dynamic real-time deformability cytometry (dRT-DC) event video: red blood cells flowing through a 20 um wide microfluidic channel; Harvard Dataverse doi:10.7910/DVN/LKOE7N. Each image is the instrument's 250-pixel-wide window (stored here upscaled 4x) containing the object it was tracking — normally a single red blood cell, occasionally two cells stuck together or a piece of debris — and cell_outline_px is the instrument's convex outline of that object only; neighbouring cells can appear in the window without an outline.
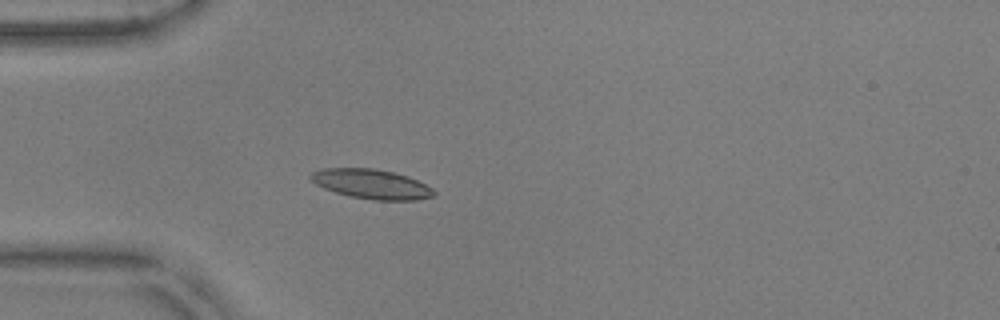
{"species": "common noctule bat (a hibernating species)", "species_latin": "Nyctalus noctula", "temperature_condition": "warm", "stored_images_in_passage": 53, "camera_frame_rate_fps": 3000, "um_per_image_px": 0.085, "animal": {"sex": "male", "body_mass_g": 17.9, "forearm_length_mm": 54.2}, "frame": {"image": 1, "passage_image": 15, "time_ms": 4.667, "image_size_px": [1000, 320], "cell_outline_px": [[436, 196], [416, 200], [372, 200], [348, 196], [324, 188], [316, 184], [308, 176], [312, 172], [324, 168], [372, 168], [392, 172], [408, 176], [432, 188], [436, 192]], "centroid_in_image_um": [31.58, 15.65], "position_along_channel_um": 53.4, "area_um2": 21.21}}
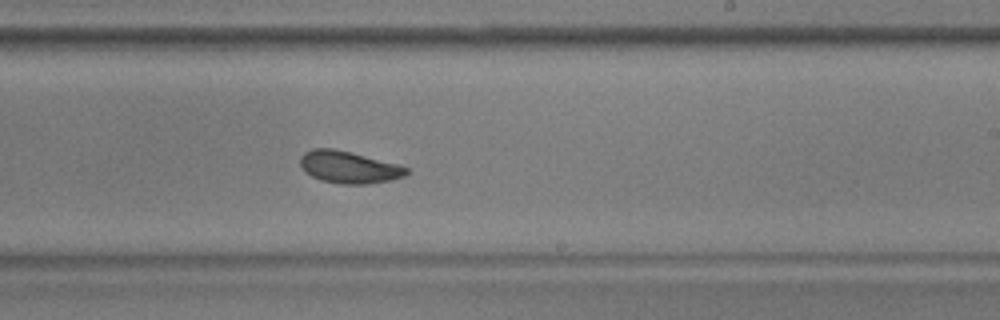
{"frame": {"image": 2, "passage_image": 32, "time_ms": 10.333, "image_size_px": [1000, 320], "cell_outline_px": [[408, 172], [404, 176], [388, 180], [368, 184], [340, 184], [320, 180], [312, 176], [300, 164], [300, 156], [304, 152], [312, 148], [332, 148], [352, 152], [396, 164], [408, 168]], "centroid_in_image_um": [29.62, 14.2], "position_along_channel_um": 259.4, "area_um2": 19.65}}
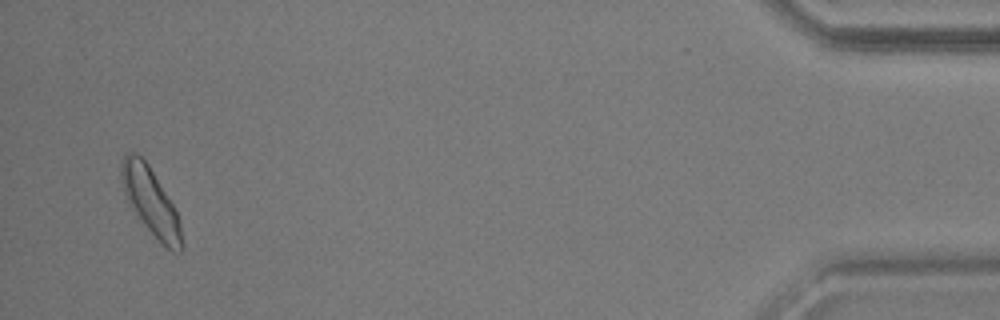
{"frame": {"image": 3, "passage_image": 51, "time_ms": 16.667, "image_size_px": [1000, 320], "cell_outline_px": [[184, 248], [180, 252], [172, 252], [160, 244], [144, 224], [132, 208], [124, 192], [120, 172], [120, 164], [124, 156], [128, 152], [136, 152], [148, 164], [176, 208], [180, 220], [184, 244]], "centroid_in_image_um": [12.86, 17.17], "position_along_channel_um": 422.3, "area_um2": 23.81}, "authors_computed_cell_mechanics": {"area_um2": 20.1722, "velocity_mm_per_s": 3.7824, "shape_relaxation_time_tau1_ms": 4.2072, "shape_relaxation_time_tau2_ms": 3.8194, "deformation_change_tau1": 0.1459, "deformation_change_tau2": 0.0934}}